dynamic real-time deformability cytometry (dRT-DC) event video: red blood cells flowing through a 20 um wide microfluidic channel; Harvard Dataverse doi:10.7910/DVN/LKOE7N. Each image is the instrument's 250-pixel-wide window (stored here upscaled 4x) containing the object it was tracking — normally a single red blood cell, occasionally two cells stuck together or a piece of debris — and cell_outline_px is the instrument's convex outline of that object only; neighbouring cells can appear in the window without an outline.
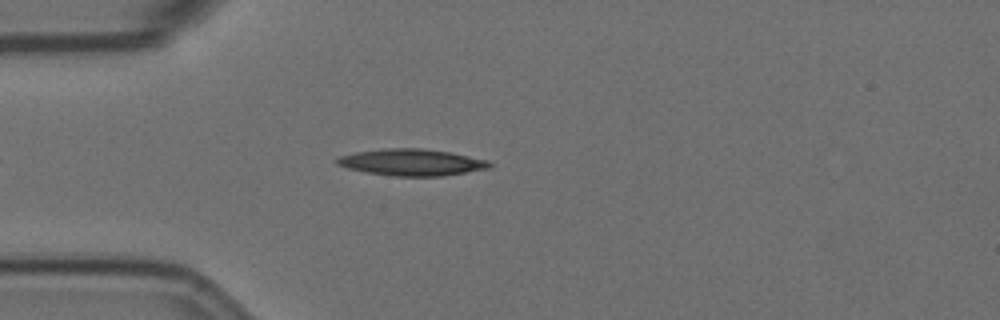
{"species": "Egyptian fruit bat (a non-hibernating species)", "species_latin": "Rousettus aegyptiacus", "temperature_condition": "room temperature", "stored_images_in_passage": 42, "camera_frame_rate_fps": 3000, "um_per_image_px": 0.085, "animal": {"sex": "female"}, "frame": {"image": 1, "passage_image": 7, "time_ms": 2.0, "image_size_px": [1000, 320], "cell_outline_px": [[492, 168], [444, 176], [392, 176], [368, 172], [348, 168], [336, 164], [336, 160], [340, 156], [356, 152], [384, 148], [424, 148], [452, 152], [488, 160], [492, 164]], "centroid_in_image_um": [35.06, 13.79], "position_along_channel_um": 49.9, "area_um2": 23.81}}
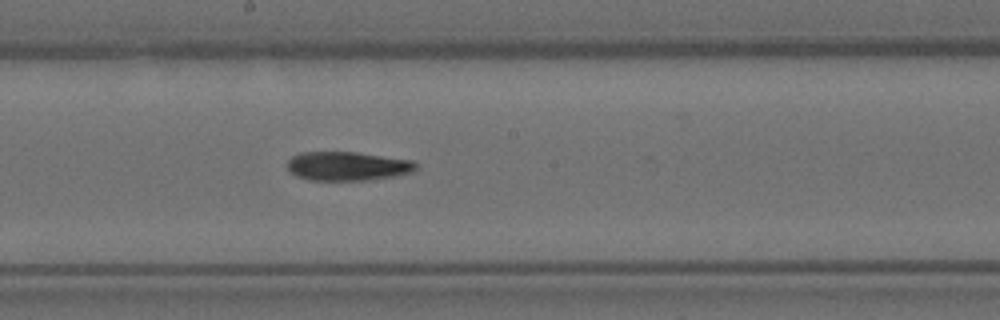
{"frame": {"image": 2, "passage_image": 22, "time_ms": 7.0, "image_size_px": [1000, 320], "cell_outline_px": [[420, 168], [412, 172], [396, 176], [368, 180], [308, 180], [296, 176], [288, 168], [288, 160], [292, 156], [300, 152], [356, 152], [412, 160]], "centroid_in_image_um": [29.56, 14.12], "position_along_channel_um": 218.6, "area_um2": 21.79}}
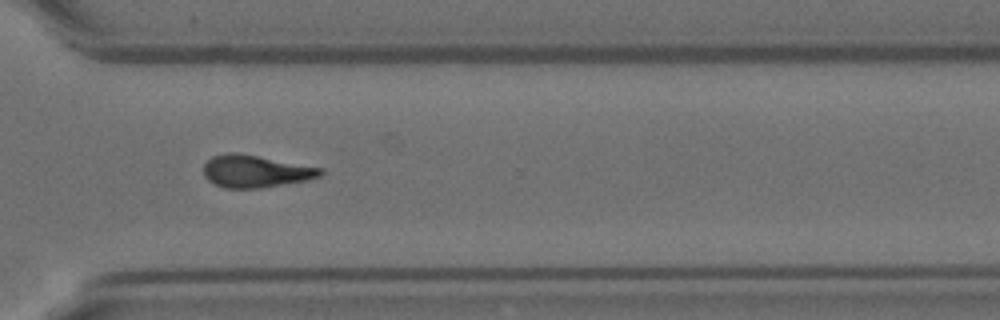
{"frame": {"image": 3, "passage_image": 33, "time_ms": 10.667, "image_size_px": [1000, 320], "cell_outline_px": [[324, 172], [320, 176], [308, 180], [260, 188], [224, 188], [208, 180], [204, 176], [204, 164], [212, 156], [228, 152], [232, 152], [256, 156], [324, 168]], "centroid_in_image_um": [21.72, 14.56], "position_along_channel_um": 348.9, "area_um2": 21.85}}